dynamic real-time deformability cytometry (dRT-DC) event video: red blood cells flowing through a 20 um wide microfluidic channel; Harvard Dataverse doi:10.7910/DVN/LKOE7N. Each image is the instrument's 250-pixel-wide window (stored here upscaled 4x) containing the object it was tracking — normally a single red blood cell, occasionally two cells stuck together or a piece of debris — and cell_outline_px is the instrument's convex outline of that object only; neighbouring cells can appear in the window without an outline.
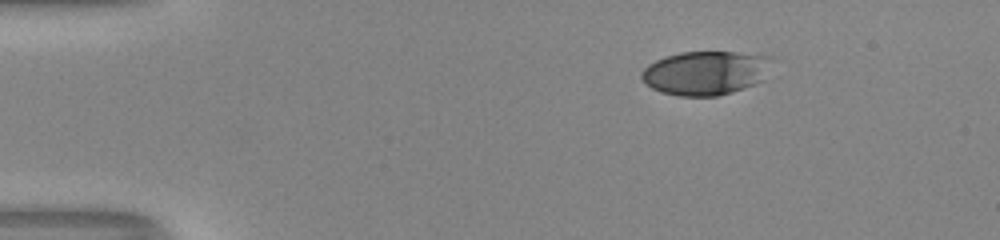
{"species": "human", "species_latin": "Homo sapiens", "temperature_condition": "room temperature", "stored_images_in_passage": 45, "camera_frame_rate_fps": 3000, "um_per_image_px": 0.085, "donor": {"sex": "male"}, "frame": {"image": 1, "passage_image": 1, "time_ms": 0.0, "image_size_px": [1000, 240], "cell_outline_px": [[772, 56], [764, 80], [732, 92], [716, 96], [680, 96], [660, 92], [652, 88], [640, 76], [640, 72], [648, 64], [664, 56], [680, 52], [736, 52]], "centroid_in_image_um": [59.95, 6.19], "position_along_channel_um": 25.0, "area_um2": 33.35}}
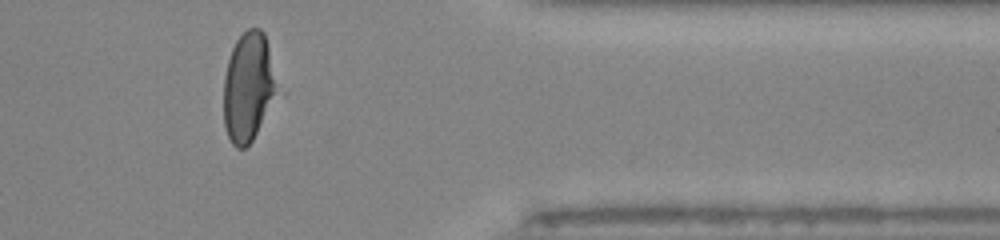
{"frame": {"image": 2, "passage_image": 36, "time_ms": 11.667, "image_size_px": [1000, 240], "cell_outline_px": [[272, 92], [256, 132], [252, 140], [244, 148], [236, 148], [232, 144], [224, 128], [224, 76], [228, 60], [232, 48], [236, 40], [248, 28], [260, 28], [264, 32], [268, 44], [272, 80]], "centroid_in_image_um": [20.98, 7.36], "position_along_channel_um": 390.4, "area_um2": 31.91}}
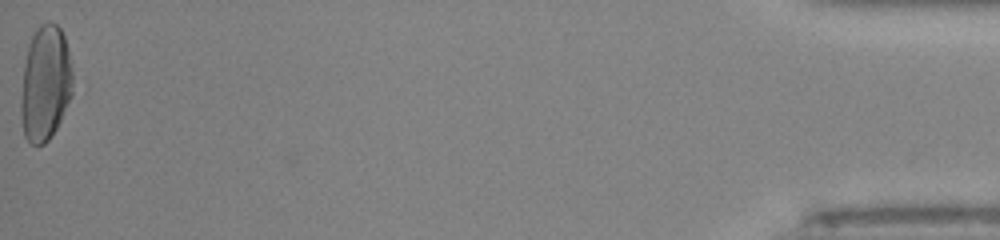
{"frame": {"image": 3, "passage_image": 45, "time_ms": 14.667, "image_size_px": [1000, 240], "cell_outline_px": [[72, 96], [52, 136], [44, 144], [36, 148], [24, 136], [20, 112], [20, 104], [24, 64], [28, 44], [36, 28], [40, 24], [48, 20], [56, 24], [60, 28], [64, 36], [68, 48], [72, 72]], "centroid_in_image_um": [3.84, 7.09], "position_along_channel_um": 431.4, "area_um2": 35.2}, "authors_computed_cell_mechanics": {"area_um2": 35.836, "velocity_mm_per_s": 4.0693, "shape_relaxation_time_tau1_ms": 5.6465, "shape_relaxation_time_tau2_ms": null, "deformation_change_tau1": 0.238, "deformation_change_tau2": null}}